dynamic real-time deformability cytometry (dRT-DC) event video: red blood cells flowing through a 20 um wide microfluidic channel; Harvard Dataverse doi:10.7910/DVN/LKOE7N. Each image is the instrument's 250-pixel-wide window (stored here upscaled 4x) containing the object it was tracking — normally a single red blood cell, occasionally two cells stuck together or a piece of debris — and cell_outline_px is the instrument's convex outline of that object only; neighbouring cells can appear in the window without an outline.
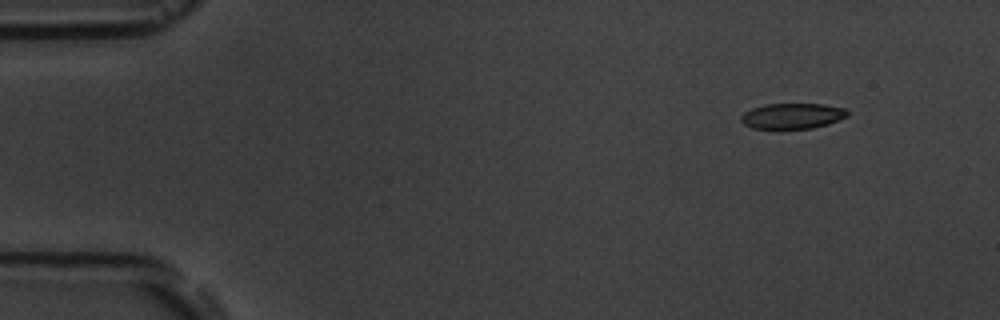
{"species": "common noctule bat (a hibernating species)", "species_latin": "Nyctalus noctula", "temperature_condition": "room temperature", "stored_images_in_passage": 4, "camera_frame_rate_fps": 3000, "um_per_image_px": 0.085, "animal": {"sex": "male", "body_mass_g": 19.5, "forearm_length_mm": 54.6}, "frame": {"image": 1, "passage_image": 1, "time_ms": 0.0, "image_size_px": [1000, 320], "cell_outline_px": [[848, 116], [828, 124], [812, 128], [752, 128], [744, 124], [740, 120], [740, 116], [744, 112], [752, 108], [764, 104], [824, 104], [844, 108], [848, 112]], "centroid_in_image_um": [67.34, 9.85], "position_along_channel_um": 17.7, "area_um2": 15.78}}
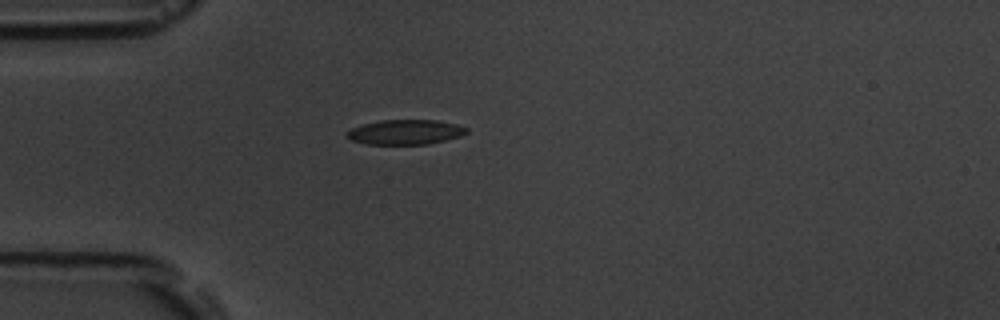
{"frame": {"image": 2, "passage_image": 3, "time_ms": 3.333, "image_size_px": [1000, 320], "cell_outline_px": [[468, 132], [460, 136], [428, 144], [368, 144], [352, 140], [344, 136], [344, 132], [352, 128], [364, 124], [380, 120], [436, 120], [456, 124], [468, 128]], "centroid_in_image_um": [34.43, 11.22], "position_along_channel_um": 50.6, "area_um2": 17.28}}